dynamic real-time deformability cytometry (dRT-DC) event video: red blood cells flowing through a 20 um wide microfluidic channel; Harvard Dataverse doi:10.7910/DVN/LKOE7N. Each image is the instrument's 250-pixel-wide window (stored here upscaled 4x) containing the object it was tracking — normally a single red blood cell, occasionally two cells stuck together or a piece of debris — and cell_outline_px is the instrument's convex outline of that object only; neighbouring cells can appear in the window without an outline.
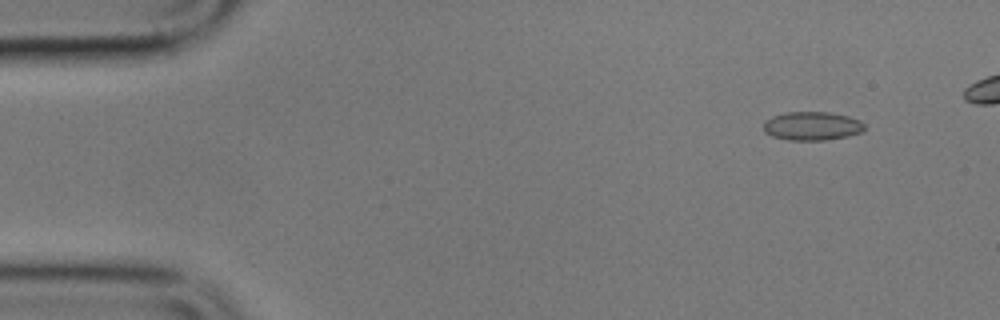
{"species": "common noctule bat (a hibernating species)", "species_latin": "Nyctalus noctula", "temperature_condition": "cold", "stored_images_in_passage": 5, "camera_frame_rate_fps": 3000, "um_per_image_px": 0.085, "animal": {"sex": "male", "body_mass_g": 17.9}, "frame": {"image": 1, "passage_image": 2, "time_ms": 1.333, "image_size_px": [1000, 320], "cell_outline_px": [[864, 128], [860, 132], [848, 136], [824, 140], [788, 140], [772, 136], [764, 132], [764, 120], [772, 116], [784, 112], [828, 112], [848, 116], [860, 120], [864, 124]], "centroid_in_image_um": [68.99, 10.7], "position_along_channel_um": 16.0, "area_um2": 16.88}}